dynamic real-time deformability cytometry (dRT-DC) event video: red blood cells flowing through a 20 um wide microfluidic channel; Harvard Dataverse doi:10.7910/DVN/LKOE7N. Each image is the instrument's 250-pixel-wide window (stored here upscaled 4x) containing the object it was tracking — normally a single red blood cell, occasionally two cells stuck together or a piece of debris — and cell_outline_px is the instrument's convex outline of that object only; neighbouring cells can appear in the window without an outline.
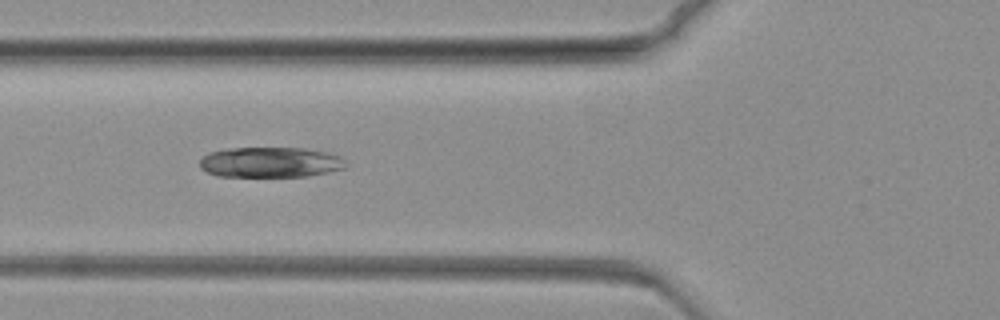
{"species": "common noctule bat (a hibernating species)", "species_latin": "Nyctalus noctula", "temperature_condition": "warm", "stored_images_in_passage": 18, "camera_frame_rate_fps": 3000, "um_per_image_px": 0.085, "animal": {"sex": "female", "body_mass_g": 19.3, "forearm_length_mm": 54.1}, "frame": {"image": 1, "passage_image": 8, "time_ms": 2.333, "image_size_px": [1000, 320], "cell_outline_px": [[348, 164], [344, 168], [328, 172], [308, 176], [216, 176], [200, 168], [200, 160], [208, 152], [228, 148], [300, 148], [328, 152], [340, 156]], "centroid_in_image_um": [22.98, 13.79], "position_along_channel_um": 102.8, "area_um2": 25.84}}
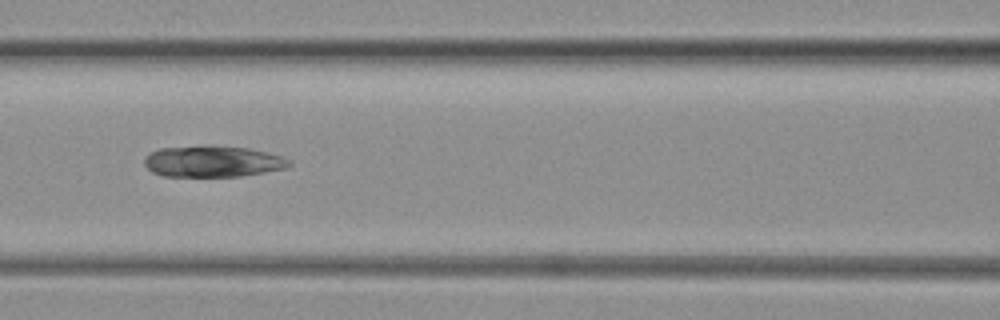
{"frame": {"image": 2, "passage_image": 13, "time_ms": 4.0, "image_size_px": [1000, 320], "cell_outline_px": [[292, 164], [284, 168], [264, 172], [240, 176], [164, 176], [152, 172], [144, 164], [144, 160], [148, 152], [160, 148], [248, 148], [284, 156], [292, 160]], "centroid_in_image_um": [18.1, 13.76], "position_along_channel_um": 148.5, "area_um2": 25.49}}